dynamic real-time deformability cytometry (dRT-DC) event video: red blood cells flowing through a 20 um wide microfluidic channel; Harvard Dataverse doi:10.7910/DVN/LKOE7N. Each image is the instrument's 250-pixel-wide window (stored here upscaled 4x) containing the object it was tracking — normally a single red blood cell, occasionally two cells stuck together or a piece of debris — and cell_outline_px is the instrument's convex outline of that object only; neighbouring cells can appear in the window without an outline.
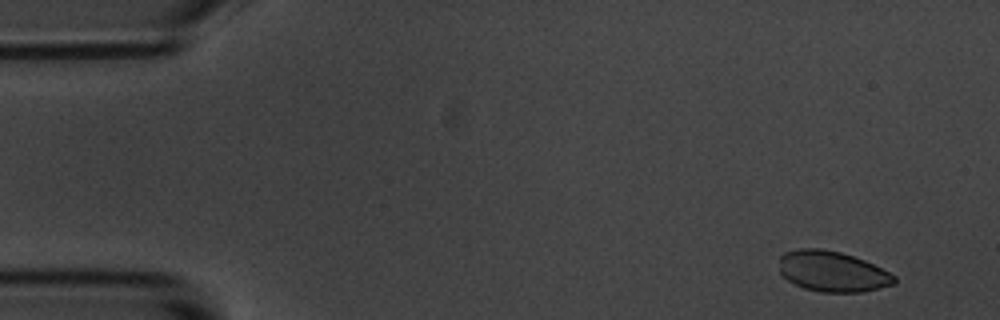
{"species": "common noctule bat (a hibernating species)", "species_latin": "Nyctalus noctula", "temperature_condition": "room temperature", "stored_images_in_passage": 5, "segment_of_instrument_passage": [1, 2], "camera_frame_rate_fps": 3000, "um_per_image_px": 0.085, "animal": {"sex": "male", "body_mass_g": 20.1, "forearm_length_mm": 53.5}, "frame": {"image": 1, "passage_image": 1, "time_ms": 0.0, "image_size_px": [1000, 320], "cell_outline_px": [[896, 284], [860, 292], [820, 292], [804, 288], [788, 280], [780, 272], [780, 256], [784, 252], [800, 248], [820, 248], [840, 252], [864, 260], [896, 276]], "centroid_in_image_um": [70.74, 23.07], "position_along_channel_um": 14.3, "area_um2": 27.05}}